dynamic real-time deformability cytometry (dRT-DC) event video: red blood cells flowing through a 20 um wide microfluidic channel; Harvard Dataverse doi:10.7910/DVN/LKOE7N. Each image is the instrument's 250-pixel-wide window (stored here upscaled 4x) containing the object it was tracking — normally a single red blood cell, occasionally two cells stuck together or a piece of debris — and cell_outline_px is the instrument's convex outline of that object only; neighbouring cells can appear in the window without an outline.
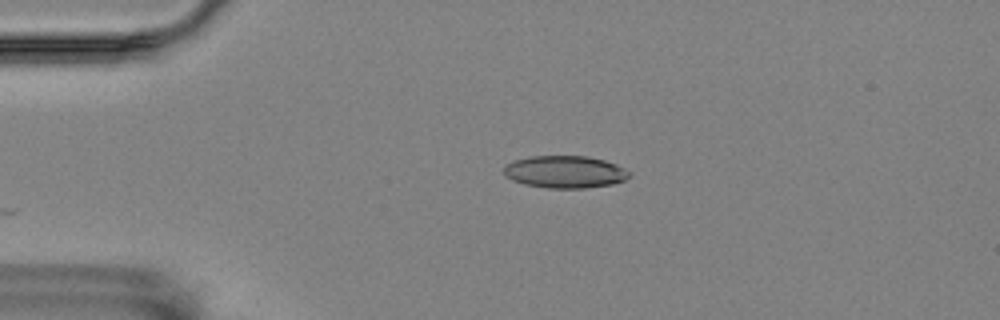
{"species": "Egyptian fruit bat (a non-hibernating species)", "species_latin": "Rousettus aegyptiacus", "temperature_condition": "room temperature", "stored_images_in_passage": 34, "camera_frame_rate_fps": 3000, "um_per_image_px": 0.085, "animal": {"sex": "female"}, "frame": {"image": 1, "passage_image": 2, "time_ms": 0.333, "image_size_px": [1000, 320], "cell_outline_px": [[632, 176], [624, 180], [612, 184], [584, 188], [548, 188], [524, 184], [512, 180], [504, 176], [504, 164], [528, 156], [588, 156], [604, 160], [616, 164], [632, 172]], "centroid_in_image_um": [48.03, 14.61], "position_along_channel_um": 37.0, "area_um2": 23.81}}
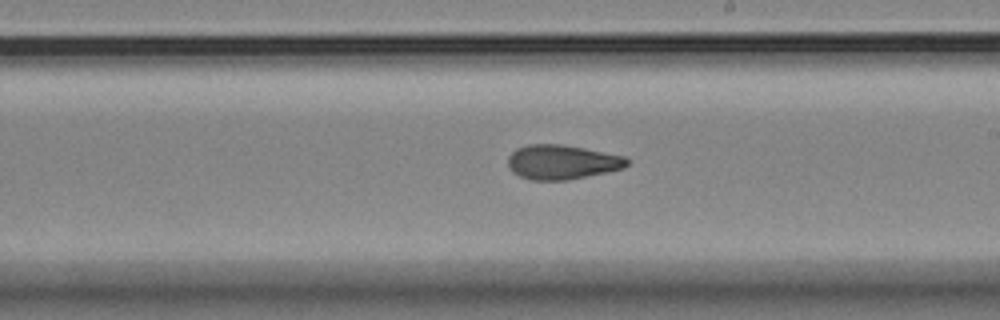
{"frame": {"image": 2, "passage_image": 22, "time_ms": 7.0, "image_size_px": [1000, 320], "cell_outline_px": [[628, 164], [624, 168], [568, 180], [528, 180], [512, 172], [508, 168], [508, 156], [516, 148], [528, 144], [564, 144], [624, 156], [628, 160]], "centroid_in_image_um": [47.73, 13.77], "position_along_channel_um": 241.3, "area_um2": 23.99}}
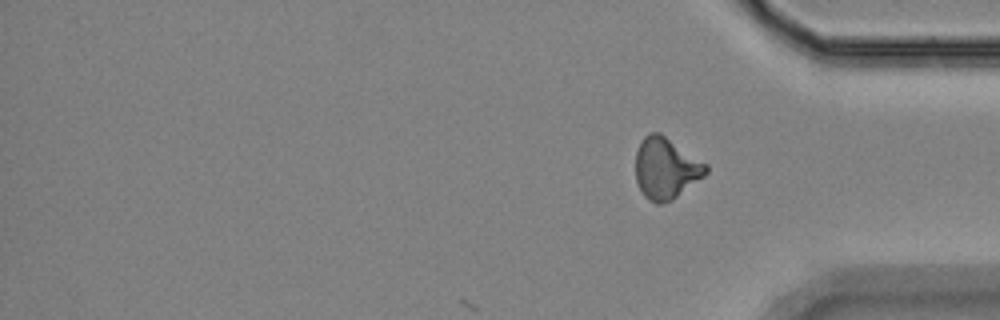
{"frame": {"image": 3, "passage_image": 34, "time_ms": 11.0, "image_size_px": [1000, 320], "cell_outline_px": [[708, 172], [704, 176], [672, 200], [660, 204], [656, 204], [648, 200], [644, 196], [636, 180], [636, 152], [644, 136], [648, 132], [660, 132], [708, 164]], "centroid_in_image_um": [56.61, 14.3], "position_along_channel_um": 378.6, "area_um2": 25.2}, "authors_computed_cell_mechanics": {"area_um2": 23.987, "velocity_mm_per_s": 3.5612, "shape_relaxation_time_tau1_ms": 10.6325, "shape_relaxation_time_tau2_ms": 2.7584, "deformation_change_tau1": 0.2461, "deformation_change_tau2": 0.101}}